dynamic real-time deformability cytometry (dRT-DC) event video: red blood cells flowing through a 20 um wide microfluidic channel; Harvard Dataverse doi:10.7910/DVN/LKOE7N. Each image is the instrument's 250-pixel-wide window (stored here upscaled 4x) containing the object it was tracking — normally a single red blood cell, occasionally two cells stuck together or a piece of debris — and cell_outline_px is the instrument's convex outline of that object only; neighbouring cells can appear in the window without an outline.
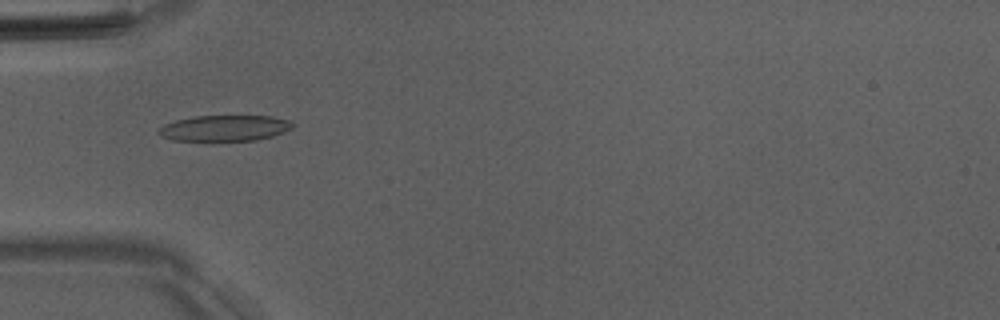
{"species": "Egyptian fruit bat (a non-hibernating species)", "species_latin": "Rousettus aegyptiacus", "temperature_condition": "room temperature", "stored_images_in_passage": 40, "camera_frame_rate_fps": 3000, "um_per_image_px": 0.085, "animal": {"sex": "male"}, "frame": {"image": 1, "passage_image": 5, "time_ms": 1.333, "image_size_px": [1000, 320], "cell_outline_px": [[296, 124], [292, 128], [272, 136], [256, 140], [172, 140], [160, 136], [156, 132], [164, 124], [176, 120], [196, 116], [272, 116], [288, 120]], "centroid_in_image_um": [19.09, 10.88], "position_along_channel_um": 65.9, "area_um2": 20.06}}
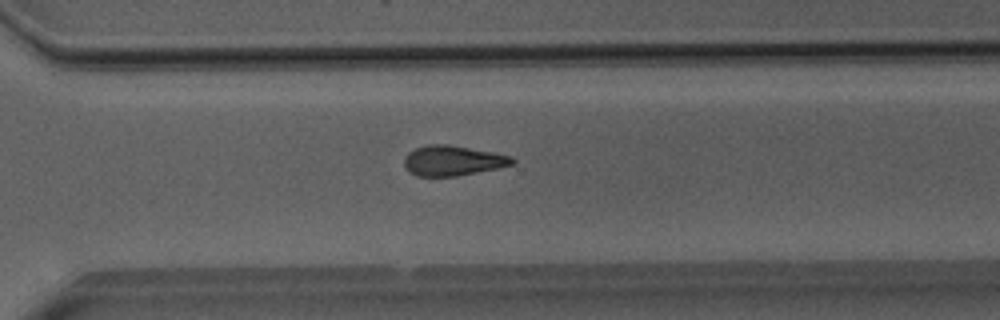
{"frame": {"image": 2, "passage_image": 25, "time_ms": 8.0, "image_size_px": [1000, 320], "cell_outline_px": [[516, 160], [512, 164], [496, 168], [456, 176], [416, 176], [408, 172], [404, 168], [404, 156], [408, 152], [416, 148], [428, 144], [448, 144], [492, 152], [512, 156]], "centroid_in_image_um": [38.42, 13.65], "position_along_channel_um": 332.2, "area_um2": 18.96}}
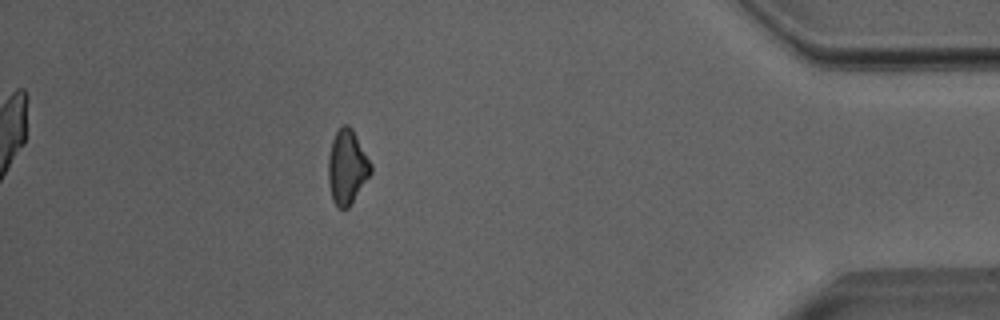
{"frame": {"image": 3, "passage_image": 34, "time_ms": 11.0, "image_size_px": [1000, 320], "cell_outline_px": [[372, 172], [348, 208], [336, 208], [332, 200], [328, 184], [328, 156], [332, 140], [336, 132], [344, 124], [348, 124], [352, 128], [372, 164]], "centroid_in_image_um": [29.49, 14.21], "position_along_channel_um": 405.7, "area_um2": 18.5}, "authors_computed_cell_mechanics": {"area_um2": 19.2474, "velocity_mm_per_s": 4.0182, "shape_relaxation_time_tau1_ms": null, "shape_relaxation_time_tau2_ms": 5.6453, "deformation_change_tau1": null, "deformation_change_tau2": 0.1576}}